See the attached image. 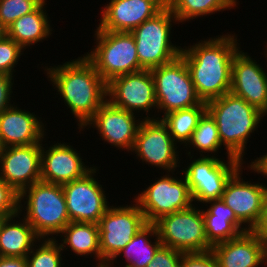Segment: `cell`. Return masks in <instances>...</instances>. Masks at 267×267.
I'll list each match as a JSON object with an SVG mask.
<instances>
[{
  "label": "cell",
  "instance_id": "cell-1",
  "mask_svg": "<svg viewBox=\"0 0 267 267\" xmlns=\"http://www.w3.org/2000/svg\"><path fill=\"white\" fill-rule=\"evenodd\" d=\"M181 50L197 95L207 103L230 93L232 62L241 49L237 36L226 34L200 40Z\"/></svg>",
  "mask_w": 267,
  "mask_h": 267
},
{
  "label": "cell",
  "instance_id": "cell-2",
  "mask_svg": "<svg viewBox=\"0 0 267 267\" xmlns=\"http://www.w3.org/2000/svg\"><path fill=\"white\" fill-rule=\"evenodd\" d=\"M44 71L83 131L107 100V83L84 55L63 65L45 66Z\"/></svg>",
  "mask_w": 267,
  "mask_h": 267
},
{
  "label": "cell",
  "instance_id": "cell-3",
  "mask_svg": "<svg viewBox=\"0 0 267 267\" xmlns=\"http://www.w3.org/2000/svg\"><path fill=\"white\" fill-rule=\"evenodd\" d=\"M206 105L216 121L221 144L227 150V159L236 158L246 163L243 156L248 138L260 126L265 114L232 93L213 99Z\"/></svg>",
  "mask_w": 267,
  "mask_h": 267
},
{
  "label": "cell",
  "instance_id": "cell-4",
  "mask_svg": "<svg viewBox=\"0 0 267 267\" xmlns=\"http://www.w3.org/2000/svg\"><path fill=\"white\" fill-rule=\"evenodd\" d=\"M22 200L27 204L24 208ZM22 209L26 211L23 217L41 239H50V235L52 239L56 238L53 235L59 236L70 223L61 184L38 181L24 189L19 194L20 214L23 212Z\"/></svg>",
  "mask_w": 267,
  "mask_h": 267
},
{
  "label": "cell",
  "instance_id": "cell-5",
  "mask_svg": "<svg viewBox=\"0 0 267 267\" xmlns=\"http://www.w3.org/2000/svg\"><path fill=\"white\" fill-rule=\"evenodd\" d=\"M96 28V46L84 56L106 83L115 77L143 70L130 32H109Z\"/></svg>",
  "mask_w": 267,
  "mask_h": 267
},
{
  "label": "cell",
  "instance_id": "cell-6",
  "mask_svg": "<svg viewBox=\"0 0 267 267\" xmlns=\"http://www.w3.org/2000/svg\"><path fill=\"white\" fill-rule=\"evenodd\" d=\"M178 22L166 5L159 13L133 29L140 66L151 70L181 55V46L171 42L172 22ZM177 46V47H176Z\"/></svg>",
  "mask_w": 267,
  "mask_h": 267
},
{
  "label": "cell",
  "instance_id": "cell-7",
  "mask_svg": "<svg viewBox=\"0 0 267 267\" xmlns=\"http://www.w3.org/2000/svg\"><path fill=\"white\" fill-rule=\"evenodd\" d=\"M157 109L162 117L175 110L188 109L201 101L192 82L187 65L180 55L173 61L151 69Z\"/></svg>",
  "mask_w": 267,
  "mask_h": 267
},
{
  "label": "cell",
  "instance_id": "cell-8",
  "mask_svg": "<svg viewBox=\"0 0 267 267\" xmlns=\"http://www.w3.org/2000/svg\"><path fill=\"white\" fill-rule=\"evenodd\" d=\"M163 246L183 253L210 251L202 209L194 204L185 210L162 216L153 223Z\"/></svg>",
  "mask_w": 267,
  "mask_h": 267
},
{
  "label": "cell",
  "instance_id": "cell-9",
  "mask_svg": "<svg viewBox=\"0 0 267 267\" xmlns=\"http://www.w3.org/2000/svg\"><path fill=\"white\" fill-rule=\"evenodd\" d=\"M227 161L213 155L200 156L194 158L185 171L181 170L193 202L205 204L221 198L230 177L244 164L236 158H228Z\"/></svg>",
  "mask_w": 267,
  "mask_h": 267
},
{
  "label": "cell",
  "instance_id": "cell-10",
  "mask_svg": "<svg viewBox=\"0 0 267 267\" xmlns=\"http://www.w3.org/2000/svg\"><path fill=\"white\" fill-rule=\"evenodd\" d=\"M133 205L110 206L98 222L102 264H109L147 222L134 200Z\"/></svg>",
  "mask_w": 267,
  "mask_h": 267
},
{
  "label": "cell",
  "instance_id": "cell-11",
  "mask_svg": "<svg viewBox=\"0 0 267 267\" xmlns=\"http://www.w3.org/2000/svg\"><path fill=\"white\" fill-rule=\"evenodd\" d=\"M168 174L151 183L134 200L138 203L147 223H154L162 216L185 210L193 205L190 189L182 178Z\"/></svg>",
  "mask_w": 267,
  "mask_h": 267
},
{
  "label": "cell",
  "instance_id": "cell-12",
  "mask_svg": "<svg viewBox=\"0 0 267 267\" xmlns=\"http://www.w3.org/2000/svg\"><path fill=\"white\" fill-rule=\"evenodd\" d=\"M142 119L138 128L132 152L142 160V163L152 167L162 168L175 174V169L180 167L177 143L169 133L167 125L160 117ZM176 146V147H175Z\"/></svg>",
  "mask_w": 267,
  "mask_h": 267
},
{
  "label": "cell",
  "instance_id": "cell-13",
  "mask_svg": "<svg viewBox=\"0 0 267 267\" xmlns=\"http://www.w3.org/2000/svg\"><path fill=\"white\" fill-rule=\"evenodd\" d=\"M96 170L94 166L83 177L62 184L70 222L98 224L110 207L106 191L94 177Z\"/></svg>",
  "mask_w": 267,
  "mask_h": 267
},
{
  "label": "cell",
  "instance_id": "cell-14",
  "mask_svg": "<svg viewBox=\"0 0 267 267\" xmlns=\"http://www.w3.org/2000/svg\"><path fill=\"white\" fill-rule=\"evenodd\" d=\"M107 100L132 113L143 110L147 114L144 119H150L148 112L157 108L151 70L143 69L113 78L107 83Z\"/></svg>",
  "mask_w": 267,
  "mask_h": 267
},
{
  "label": "cell",
  "instance_id": "cell-15",
  "mask_svg": "<svg viewBox=\"0 0 267 267\" xmlns=\"http://www.w3.org/2000/svg\"><path fill=\"white\" fill-rule=\"evenodd\" d=\"M42 143L10 146L0 152V177L18 194L41 181Z\"/></svg>",
  "mask_w": 267,
  "mask_h": 267
},
{
  "label": "cell",
  "instance_id": "cell-16",
  "mask_svg": "<svg viewBox=\"0 0 267 267\" xmlns=\"http://www.w3.org/2000/svg\"><path fill=\"white\" fill-rule=\"evenodd\" d=\"M141 122L135 113L117 108L106 100L84 128L96 127L102 140L118 149L132 152Z\"/></svg>",
  "mask_w": 267,
  "mask_h": 267
},
{
  "label": "cell",
  "instance_id": "cell-17",
  "mask_svg": "<svg viewBox=\"0 0 267 267\" xmlns=\"http://www.w3.org/2000/svg\"><path fill=\"white\" fill-rule=\"evenodd\" d=\"M248 53L233 57L230 93L267 115V73Z\"/></svg>",
  "mask_w": 267,
  "mask_h": 267
},
{
  "label": "cell",
  "instance_id": "cell-18",
  "mask_svg": "<svg viewBox=\"0 0 267 267\" xmlns=\"http://www.w3.org/2000/svg\"><path fill=\"white\" fill-rule=\"evenodd\" d=\"M243 168L244 166H241L230 177L221 200L234 212L236 218L252 231L258 225L262 214L266 185L243 181Z\"/></svg>",
  "mask_w": 267,
  "mask_h": 267
},
{
  "label": "cell",
  "instance_id": "cell-19",
  "mask_svg": "<svg viewBox=\"0 0 267 267\" xmlns=\"http://www.w3.org/2000/svg\"><path fill=\"white\" fill-rule=\"evenodd\" d=\"M167 5V0H110L100 11V30L131 32Z\"/></svg>",
  "mask_w": 267,
  "mask_h": 267
},
{
  "label": "cell",
  "instance_id": "cell-20",
  "mask_svg": "<svg viewBox=\"0 0 267 267\" xmlns=\"http://www.w3.org/2000/svg\"><path fill=\"white\" fill-rule=\"evenodd\" d=\"M41 148V181L64 184L83 177L92 167H87L83 157L65 142Z\"/></svg>",
  "mask_w": 267,
  "mask_h": 267
},
{
  "label": "cell",
  "instance_id": "cell-21",
  "mask_svg": "<svg viewBox=\"0 0 267 267\" xmlns=\"http://www.w3.org/2000/svg\"><path fill=\"white\" fill-rule=\"evenodd\" d=\"M19 108L17 105H12L0 113L2 148L42 143L46 135L41 117Z\"/></svg>",
  "mask_w": 267,
  "mask_h": 267
},
{
  "label": "cell",
  "instance_id": "cell-22",
  "mask_svg": "<svg viewBox=\"0 0 267 267\" xmlns=\"http://www.w3.org/2000/svg\"><path fill=\"white\" fill-rule=\"evenodd\" d=\"M217 267H258L264 263V250L258 232L248 231L211 248Z\"/></svg>",
  "mask_w": 267,
  "mask_h": 267
},
{
  "label": "cell",
  "instance_id": "cell-23",
  "mask_svg": "<svg viewBox=\"0 0 267 267\" xmlns=\"http://www.w3.org/2000/svg\"><path fill=\"white\" fill-rule=\"evenodd\" d=\"M207 210H202L208 243L213 247L218 243L237 238L248 232V228L236 218L234 212L220 199L206 202ZM243 225V226H242Z\"/></svg>",
  "mask_w": 267,
  "mask_h": 267
},
{
  "label": "cell",
  "instance_id": "cell-24",
  "mask_svg": "<svg viewBox=\"0 0 267 267\" xmlns=\"http://www.w3.org/2000/svg\"><path fill=\"white\" fill-rule=\"evenodd\" d=\"M19 215L22 214L5 217L1 222L0 257H26L35 244L40 242L41 238L24 217L22 221L19 220L20 223L15 222L14 218H20Z\"/></svg>",
  "mask_w": 267,
  "mask_h": 267
},
{
  "label": "cell",
  "instance_id": "cell-25",
  "mask_svg": "<svg viewBox=\"0 0 267 267\" xmlns=\"http://www.w3.org/2000/svg\"><path fill=\"white\" fill-rule=\"evenodd\" d=\"M44 0L34 11L14 21L7 28V36L26 50L28 46L37 44L52 34L50 21L45 11ZM47 14V15H46Z\"/></svg>",
  "mask_w": 267,
  "mask_h": 267
},
{
  "label": "cell",
  "instance_id": "cell-26",
  "mask_svg": "<svg viewBox=\"0 0 267 267\" xmlns=\"http://www.w3.org/2000/svg\"><path fill=\"white\" fill-rule=\"evenodd\" d=\"M63 234V235H62ZM62 250L73 251L77 256L94 255L98 260L97 265L102 264L99 246V227L95 223L70 222L60 233ZM71 248V249H70Z\"/></svg>",
  "mask_w": 267,
  "mask_h": 267
},
{
  "label": "cell",
  "instance_id": "cell-27",
  "mask_svg": "<svg viewBox=\"0 0 267 267\" xmlns=\"http://www.w3.org/2000/svg\"><path fill=\"white\" fill-rule=\"evenodd\" d=\"M154 236L155 242H152L150 237L152 238ZM161 245L162 243L158 238L155 225L153 223H147L109 263V266L114 265L117 257L123 254V257L126 258V265L124 267H147Z\"/></svg>",
  "mask_w": 267,
  "mask_h": 267
},
{
  "label": "cell",
  "instance_id": "cell-28",
  "mask_svg": "<svg viewBox=\"0 0 267 267\" xmlns=\"http://www.w3.org/2000/svg\"><path fill=\"white\" fill-rule=\"evenodd\" d=\"M237 0H167V6L178 20L188 22L194 18L212 15L213 13L233 9Z\"/></svg>",
  "mask_w": 267,
  "mask_h": 267
},
{
  "label": "cell",
  "instance_id": "cell-29",
  "mask_svg": "<svg viewBox=\"0 0 267 267\" xmlns=\"http://www.w3.org/2000/svg\"><path fill=\"white\" fill-rule=\"evenodd\" d=\"M206 111L207 105L199 104L192 108L171 111L161 117V120L167 125L173 140L186 145Z\"/></svg>",
  "mask_w": 267,
  "mask_h": 267
},
{
  "label": "cell",
  "instance_id": "cell-30",
  "mask_svg": "<svg viewBox=\"0 0 267 267\" xmlns=\"http://www.w3.org/2000/svg\"><path fill=\"white\" fill-rule=\"evenodd\" d=\"M187 145L193 147V149L197 148L196 150L200 152V156H205L204 154L207 153V157L211 156L212 153L215 155L221 149L222 144L216 121L208 111L200 118L190 140L184 146ZM208 153H211V155Z\"/></svg>",
  "mask_w": 267,
  "mask_h": 267
},
{
  "label": "cell",
  "instance_id": "cell-31",
  "mask_svg": "<svg viewBox=\"0 0 267 267\" xmlns=\"http://www.w3.org/2000/svg\"><path fill=\"white\" fill-rule=\"evenodd\" d=\"M40 242L26 256L28 267H62L63 250L58 241L55 238H42Z\"/></svg>",
  "mask_w": 267,
  "mask_h": 267
},
{
  "label": "cell",
  "instance_id": "cell-32",
  "mask_svg": "<svg viewBox=\"0 0 267 267\" xmlns=\"http://www.w3.org/2000/svg\"><path fill=\"white\" fill-rule=\"evenodd\" d=\"M44 0H0V20L8 28L18 18L34 11Z\"/></svg>",
  "mask_w": 267,
  "mask_h": 267
},
{
  "label": "cell",
  "instance_id": "cell-33",
  "mask_svg": "<svg viewBox=\"0 0 267 267\" xmlns=\"http://www.w3.org/2000/svg\"><path fill=\"white\" fill-rule=\"evenodd\" d=\"M23 52L24 49L10 37L0 40V74L13 75Z\"/></svg>",
  "mask_w": 267,
  "mask_h": 267
},
{
  "label": "cell",
  "instance_id": "cell-34",
  "mask_svg": "<svg viewBox=\"0 0 267 267\" xmlns=\"http://www.w3.org/2000/svg\"><path fill=\"white\" fill-rule=\"evenodd\" d=\"M19 213V194L0 177V216L10 217Z\"/></svg>",
  "mask_w": 267,
  "mask_h": 267
},
{
  "label": "cell",
  "instance_id": "cell-35",
  "mask_svg": "<svg viewBox=\"0 0 267 267\" xmlns=\"http://www.w3.org/2000/svg\"><path fill=\"white\" fill-rule=\"evenodd\" d=\"M183 252L161 245L147 267H180Z\"/></svg>",
  "mask_w": 267,
  "mask_h": 267
},
{
  "label": "cell",
  "instance_id": "cell-36",
  "mask_svg": "<svg viewBox=\"0 0 267 267\" xmlns=\"http://www.w3.org/2000/svg\"><path fill=\"white\" fill-rule=\"evenodd\" d=\"M180 267H217L213 252L183 253Z\"/></svg>",
  "mask_w": 267,
  "mask_h": 267
},
{
  "label": "cell",
  "instance_id": "cell-37",
  "mask_svg": "<svg viewBox=\"0 0 267 267\" xmlns=\"http://www.w3.org/2000/svg\"><path fill=\"white\" fill-rule=\"evenodd\" d=\"M13 76L8 74H0V113L11 107L12 87L14 84Z\"/></svg>",
  "mask_w": 267,
  "mask_h": 267
},
{
  "label": "cell",
  "instance_id": "cell-38",
  "mask_svg": "<svg viewBox=\"0 0 267 267\" xmlns=\"http://www.w3.org/2000/svg\"><path fill=\"white\" fill-rule=\"evenodd\" d=\"M264 154L265 155H261L259 158L257 157V159H254V161H252L247 167L250 166V170L267 177V153Z\"/></svg>",
  "mask_w": 267,
  "mask_h": 267
},
{
  "label": "cell",
  "instance_id": "cell-39",
  "mask_svg": "<svg viewBox=\"0 0 267 267\" xmlns=\"http://www.w3.org/2000/svg\"><path fill=\"white\" fill-rule=\"evenodd\" d=\"M0 267H28L26 257H0Z\"/></svg>",
  "mask_w": 267,
  "mask_h": 267
},
{
  "label": "cell",
  "instance_id": "cell-40",
  "mask_svg": "<svg viewBox=\"0 0 267 267\" xmlns=\"http://www.w3.org/2000/svg\"><path fill=\"white\" fill-rule=\"evenodd\" d=\"M264 228H267V186L263 196L262 214L258 225L252 231L259 233Z\"/></svg>",
  "mask_w": 267,
  "mask_h": 267
},
{
  "label": "cell",
  "instance_id": "cell-41",
  "mask_svg": "<svg viewBox=\"0 0 267 267\" xmlns=\"http://www.w3.org/2000/svg\"><path fill=\"white\" fill-rule=\"evenodd\" d=\"M261 236L262 243H263V250H264V263L267 264V228L262 229L259 232Z\"/></svg>",
  "mask_w": 267,
  "mask_h": 267
},
{
  "label": "cell",
  "instance_id": "cell-42",
  "mask_svg": "<svg viewBox=\"0 0 267 267\" xmlns=\"http://www.w3.org/2000/svg\"><path fill=\"white\" fill-rule=\"evenodd\" d=\"M7 36V28L0 20V40Z\"/></svg>",
  "mask_w": 267,
  "mask_h": 267
},
{
  "label": "cell",
  "instance_id": "cell-43",
  "mask_svg": "<svg viewBox=\"0 0 267 267\" xmlns=\"http://www.w3.org/2000/svg\"><path fill=\"white\" fill-rule=\"evenodd\" d=\"M96 267H114V266H109V264H101L97 265Z\"/></svg>",
  "mask_w": 267,
  "mask_h": 267
},
{
  "label": "cell",
  "instance_id": "cell-44",
  "mask_svg": "<svg viewBox=\"0 0 267 267\" xmlns=\"http://www.w3.org/2000/svg\"><path fill=\"white\" fill-rule=\"evenodd\" d=\"M5 217L4 216H0V227H1V222L3 221Z\"/></svg>",
  "mask_w": 267,
  "mask_h": 267
}]
</instances>
